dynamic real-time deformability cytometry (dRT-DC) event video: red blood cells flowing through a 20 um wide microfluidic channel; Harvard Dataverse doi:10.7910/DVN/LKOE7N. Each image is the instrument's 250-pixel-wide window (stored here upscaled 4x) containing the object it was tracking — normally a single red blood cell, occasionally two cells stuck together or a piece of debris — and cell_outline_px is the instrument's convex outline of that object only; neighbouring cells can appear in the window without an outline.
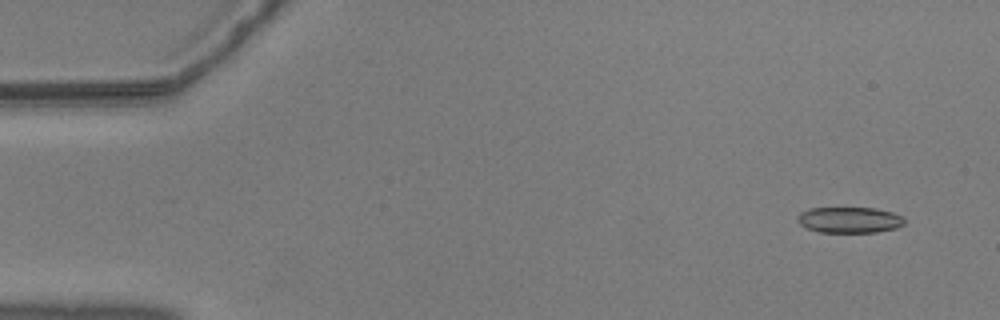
{"species": "common noctule bat (a hibernating species)", "species_latin": "Nyctalus noctula", "temperature_condition": "warm", "stored_images_in_passage": 51, "camera_frame_rate_fps": 3000, "um_per_image_px": 0.085, "animal": {"sex": "male", "body_mass_g": 20.5, "forearm_length_mm": 52.5}, "frame": {"image": 1, "passage_image": 4, "time_ms": 1.0, "image_size_px": [1000, 320], "cell_outline_px": [[904, 224], [896, 228], [876, 232], [820, 232], [808, 228], [800, 224], [796, 220], [796, 216], [800, 212], [808, 208], [876, 208], [892, 212], [904, 216]], "centroid_in_image_um": [72.2, 18.68], "position_along_channel_um": 12.8, "area_um2": 16.24}}
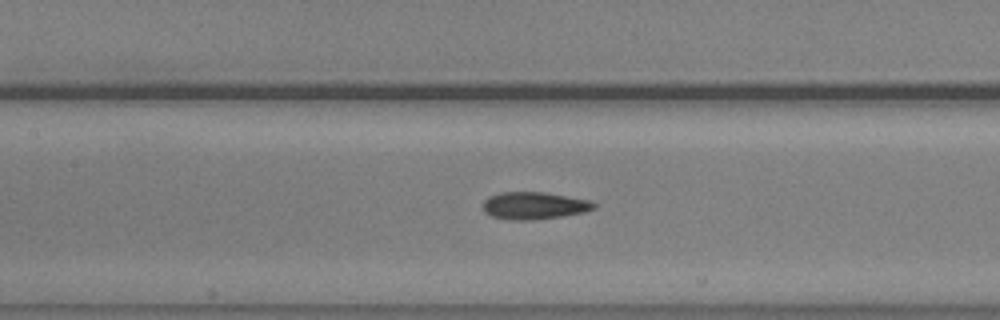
{"frame": {"image": 2, "passage_image": 26, "time_ms": 8.333, "image_size_px": [1000, 320], "cell_outline_px": [[596, 208], [584, 212], [560, 216], [532, 220], [508, 220], [492, 216], [484, 212], [484, 200], [488, 196], [500, 192], [544, 192], [588, 200], [596, 204]], "centroid_in_image_um": [45.37, 17.47], "position_along_channel_um": 162.0, "area_um2": 17.57}}
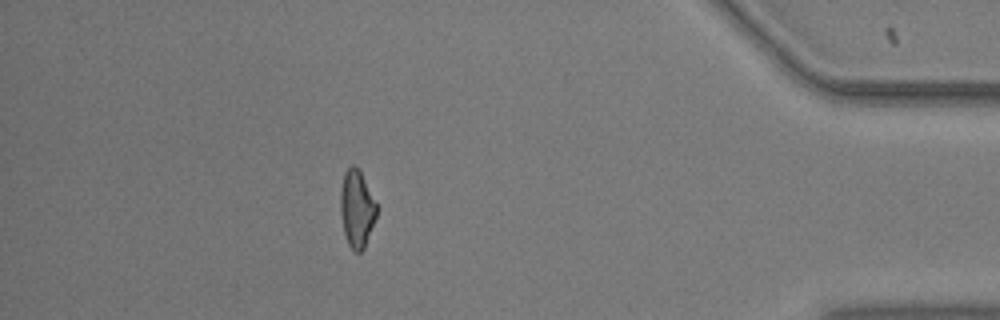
{"frame": {"image": 3, "passage_image": 50, "time_ms": 16.333, "image_size_px": [1000, 320], "cell_outline_px": [[376, 216], [364, 248], [360, 252], [356, 252], [348, 244], [344, 236], [340, 212], [340, 188], [344, 172], [352, 164], [360, 172], [376, 204]], "centroid_in_image_um": [30.29, 17.76], "position_along_channel_um": 404.9, "area_um2": 16.01}}